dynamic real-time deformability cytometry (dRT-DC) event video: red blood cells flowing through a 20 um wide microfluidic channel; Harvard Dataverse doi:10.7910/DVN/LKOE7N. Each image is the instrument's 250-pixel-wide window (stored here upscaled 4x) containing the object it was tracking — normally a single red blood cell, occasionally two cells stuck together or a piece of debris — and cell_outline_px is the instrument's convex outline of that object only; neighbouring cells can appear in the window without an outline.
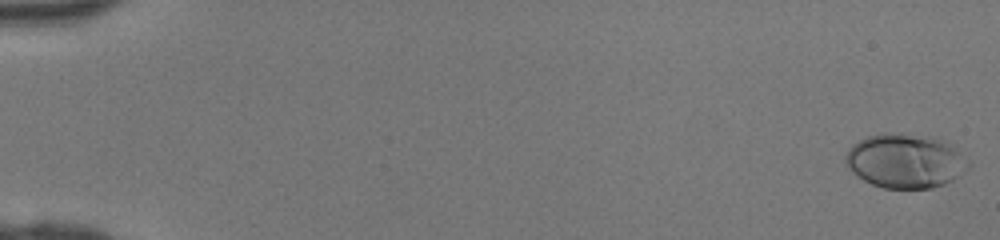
{"species": "human", "species_latin": "Homo sapiens", "temperature_condition": "room temperature", "stored_images_in_passage": 47, "camera_frame_rate_fps": 3000, "um_per_image_px": 0.085, "donor": {"sex": "female"}, "frame": {"image": 1, "passage_image": 1, "time_ms": 0.0, "image_size_px": [1000, 240], "cell_outline_px": [[972, 164], [960, 176], [944, 184], [932, 188], [884, 188], [872, 184], [864, 180], [852, 172], [848, 168], [844, 160], [844, 156], [848, 148], [852, 144], [868, 136], [884, 132], [888, 132], [936, 136], [952, 144]], "centroid_in_image_um": [76.96, 13.66], "position_along_channel_um": 8.0, "area_um2": 39.42}}
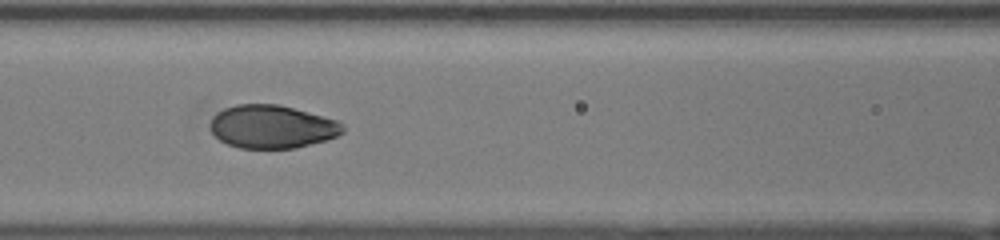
{"frame": {"image": 2, "passage_image": 22, "time_ms": 7.0, "image_size_px": [1000, 240], "cell_outline_px": [[344, 132], [336, 136], [324, 140], [296, 148], [240, 148], [228, 144], [220, 140], [212, 132], [208, 124], [212, 116], [216, 112], [224, 108], [236, 104], [276, 104], [340, 120], [344, 124]], "centroid_in_image_um": [23.1, 10.76], "position_along_channel_um": 143.5, "area_um2": 33.47}}
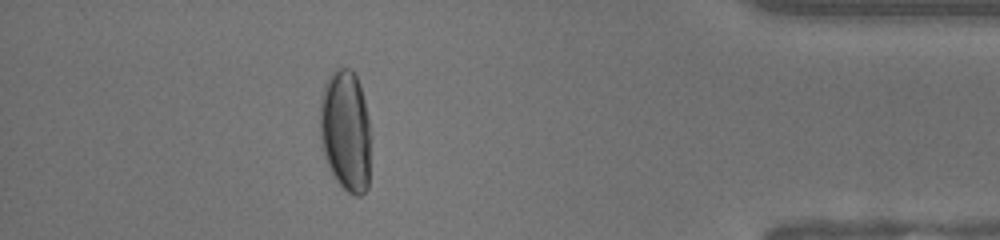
{"frame": {"image": 3, "passage_image": 42, "time_ms": 13.667, "image_size_px": [1000, 240], "cell_outline_px": [[368, 188], [360, 196], [356, 196], [348, 192], [336, 180], [324, 156], [320, 136], [320, 100], [324, 84], [328, 76], [336, 68], [352, 68], [356, 72], [360, 84], [364, 100], [368, 120]], "centroid_in_image_um": [29.35, 11.06], "position_along_channel_um": 405.9, "area_um2": 35.78}}